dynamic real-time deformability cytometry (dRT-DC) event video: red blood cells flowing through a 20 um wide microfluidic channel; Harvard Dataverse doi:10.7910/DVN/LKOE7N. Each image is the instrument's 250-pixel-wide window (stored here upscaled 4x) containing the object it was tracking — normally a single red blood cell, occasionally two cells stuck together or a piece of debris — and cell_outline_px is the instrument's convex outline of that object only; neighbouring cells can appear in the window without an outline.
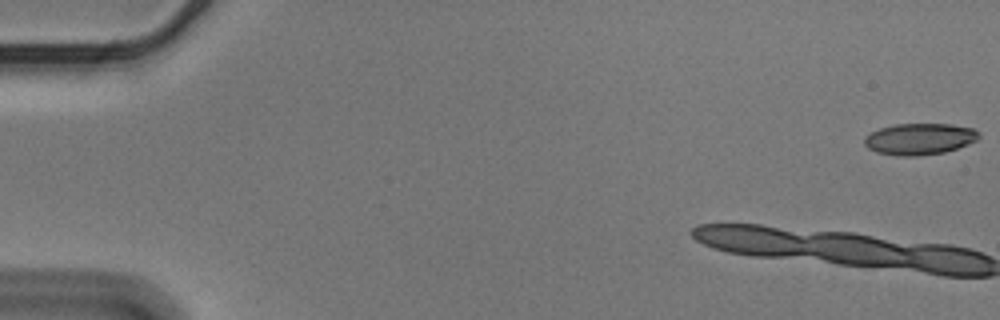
{"species": "Egyptian fruit bat (a non-hibernating species)", "species_latin": "Rousettus aegyptiacus", "temperature_condition": "cold", "stored_images_in_passage": 8, "camera_frame_rate_fps": 3000, "um_per_image_px": 0.085, "animal": {"sex": "male"}, "frame": {"image": 1, "passage_image": 1, "time_ms": 0.0, "image_size_px": [1000, 320], "cell_outline_px": [[980, 136], [976, 140], [968, 144], [944, 152], [916, 156], [896, 156], [876, 152], [868, 148], [864, 144], [864, 136], [880, 128], [896, 124], [952, 124], [972, 128], [980, 132]], "centroid_in_image_um": [78.15, 11.81], "position_along_channel_um": 6.9, "area_um2": 20.98}}